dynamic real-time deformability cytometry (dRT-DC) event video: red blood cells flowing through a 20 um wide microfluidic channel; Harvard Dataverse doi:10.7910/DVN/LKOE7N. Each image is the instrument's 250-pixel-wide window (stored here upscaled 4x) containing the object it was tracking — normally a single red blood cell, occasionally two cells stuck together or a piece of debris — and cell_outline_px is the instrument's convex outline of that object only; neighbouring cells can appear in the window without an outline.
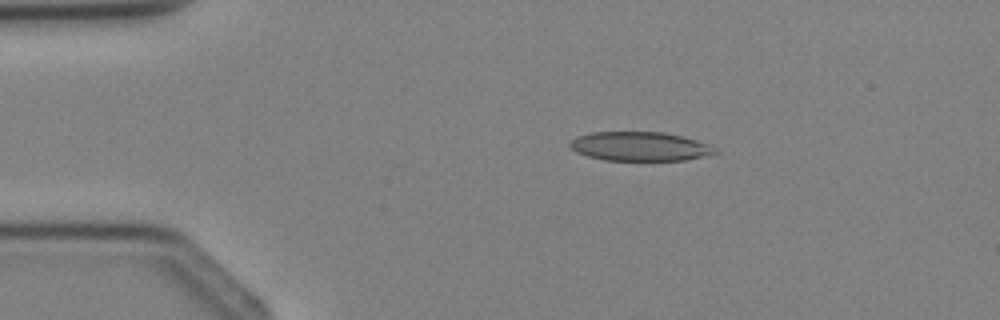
{"species": "Egyptian fruit bat (a non-hibernating species)", "species_latin": "Rousettus aegyptiacus", "temperature_condition": "cold", "stored_images_in_passage": 2, "camera_frame_rate_fps": 3000, "um_per_image_px": 0.085, "animal": {"sex": "female"}, "frame": {"image": 1, "passage_image": 1, "time_ms": 0.0, "image_size_px": [1000, 320], "cell_outline_px": [[720, 152], [684, 160], [604, 160], [588, 156], [576, 152], [568, 144], [576, 136], [592, 132], [664, 132], [712, 144]], "centroid_in_image_um": [54.4, 12.44], "position_along_channel_um": 30.6, "area_um2": 24.57}}